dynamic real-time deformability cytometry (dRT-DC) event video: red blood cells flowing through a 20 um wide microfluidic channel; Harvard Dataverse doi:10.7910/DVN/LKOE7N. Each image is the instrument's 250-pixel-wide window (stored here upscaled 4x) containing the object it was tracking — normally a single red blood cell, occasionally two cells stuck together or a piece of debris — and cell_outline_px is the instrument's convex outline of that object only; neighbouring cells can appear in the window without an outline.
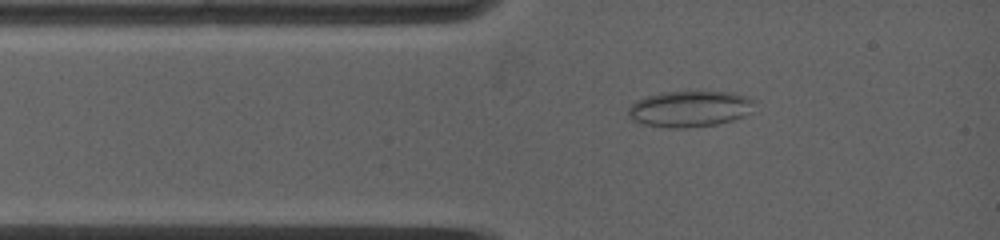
{"species": "common noctule bat (a hibernating species)", "species_latin": "Nyctalus noctula", "temperature_condition": "warm", "stored_images_in_passage": 33, "camera_frame_rate_fps": 5000, "um_per_image_px": 0.085, "animal": {"sex": "female", "body_mass_g": 19.0, "forearm_length_mm": 53.3}, "frame": {"image": 1, "passage_image": 4, "time_ms": 1.4, "image_size_px": [1000, 240], "cell_outline_px": [[756, 100], [744, 116], [732, 120], [716, 124], [684, 128], [668, 128], [640, 124], [632, 120], [628, 116], [628, 108], [636, 100], [660, 92], [732, 92], [748, 96]], "centroid_in_image_um": [58.58, 9.25], "position_along_channel_um": 26.4, "area_um2": 26.53}}
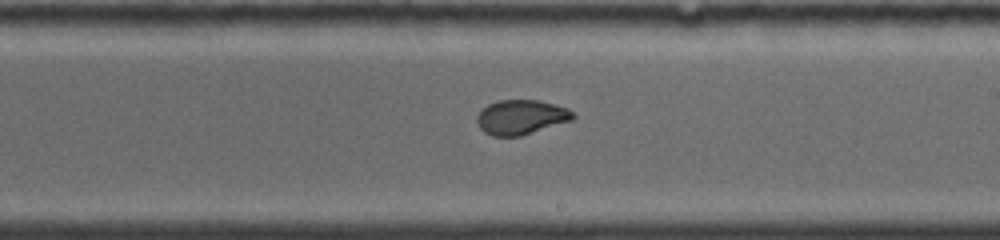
{"frame": {"image": 2, "passage_image": 17, "time_ms": 7.2, "image_size_px": [1000, 240], "cell_outline_px": [[576, 116], [572, 120], [520, 136], [492, 136], [484, 132], [476, 124], [476, 116], [488, 104], [500, 100], [536, 100], [568, 108]], "centroid_in_image_um": [44.26, 9.96], "position_along_channel_um": 244.7, "area_um2": 19.25}}
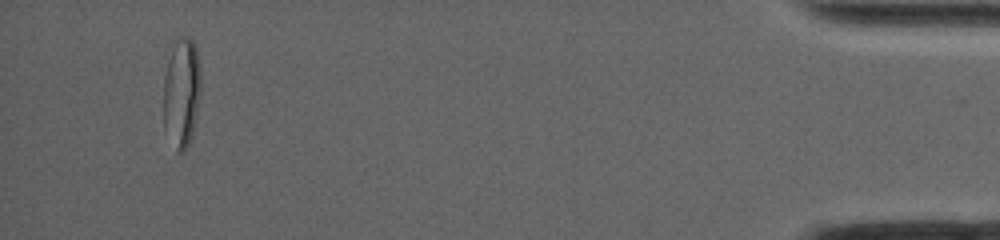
{"frame": {"image": 3, "passage_image": 33, "time_ms": 14.4, "image_size_px": [1000, 240], "cell_outline_px": [[200, 96], [192, 132], [188, 144], [184, 152], [176, 152], [164, 128], [164, 76], [168, 44], [176, 40], [192, 40], [196, 48], [200, 64]], "centroid_in_image_um": [15.4, 7.83], "position_along_channel_um": 419.8, "area_um2": 24.1}}